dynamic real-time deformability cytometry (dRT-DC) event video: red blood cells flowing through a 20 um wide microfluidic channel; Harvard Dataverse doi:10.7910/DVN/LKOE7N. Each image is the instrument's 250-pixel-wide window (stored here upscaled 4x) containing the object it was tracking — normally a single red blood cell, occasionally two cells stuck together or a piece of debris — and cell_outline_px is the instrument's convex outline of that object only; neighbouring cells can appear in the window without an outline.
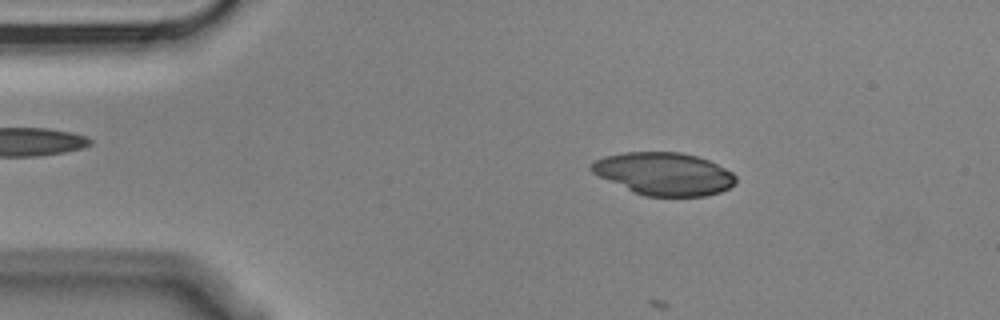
{"species": "Egyptian fruit bat (a non-hibernating species)", "species_latin": "Rousettus aegyptiacus", "temperature_condition": "cold", "stored_images_in_passage": 5, "camera_frame_rate_fps": 3000, "um_per_image_px": 0.085, "animal": {"sex": "male"}, "frame": {"image": 1, "passage_image": 2, "time_ms": 0.333, "image_size_px": [1000, 320], "cell_outline_px": [[736, 184], [720, 192], [704, 196], [644, 196], [632, 192], [592, 172], [588, 168], [596, 160], [604, 156], [624, 152], [680, 152], [696, 156], [708, 160], [732, 172], [736, 176]], "centroid_in_image_um": [56.44, 14.77], "position_along_channel_um": 28.6, "area_um2": 35.78}}